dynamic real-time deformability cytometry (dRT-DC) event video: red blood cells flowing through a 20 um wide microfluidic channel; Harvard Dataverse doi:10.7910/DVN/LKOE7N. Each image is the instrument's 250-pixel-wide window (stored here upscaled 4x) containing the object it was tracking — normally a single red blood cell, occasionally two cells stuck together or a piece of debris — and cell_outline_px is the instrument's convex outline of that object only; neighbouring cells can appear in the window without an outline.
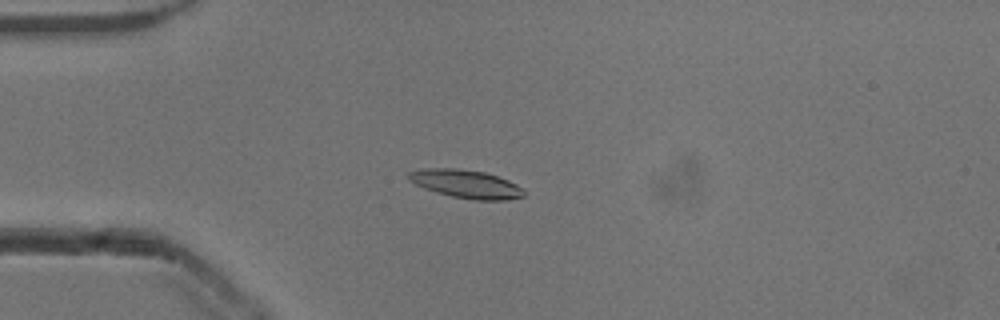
{"species": "common noctule bat (a hibernating species)", "species_latin": "Nyctalus noctula", "temperature_condition": "cold", "stored_images_in_passage": 55, "camera_frame_rate_fps": 3000, "um_per_image_px": 0.085, "animal": {"sex": "male", "body_mass_g": 13.3}, "frame": {"image": 1, "passage_image": 15, "time_ms": 4.667, "image_size_px": [1000, 320], "cell_outline_px": [[524, 196], [504, 200], [476, 200], [452, 196], [436, 192], [424, 188], [408, 180], [408, 172], [420, 168], [456, 168], [484, 172], [508, 180], [524, 188]], "centroid_in_image_um": [39.59, 15.63], "position_along_channel_um": 45.4, "area_um2": 18.96}}
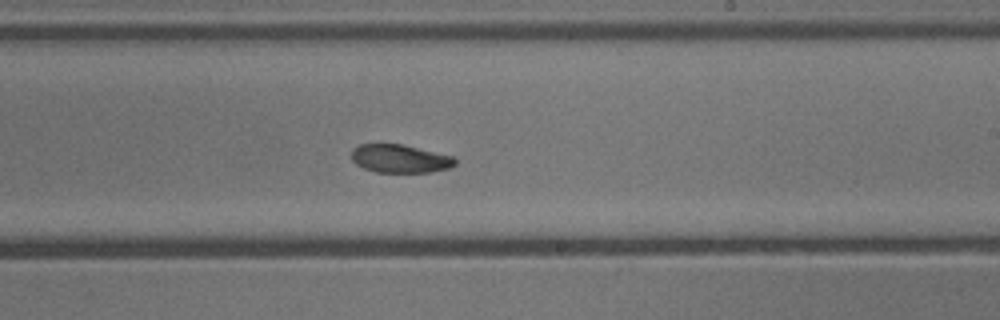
{"frame": {"image": 2, "passage_image": 33, "time_ms": 10.667, "image_size_px": [1000, 320], "cell_outline_px": [[456, 164], [448, 168], [428, 172], [376, 172], [364, 168], [356, 164], [352, 160], [352, 148], [360, 144], [404, 144], [452, 156], [456, 160]], "centroid_in_image_um": [33.98, 13.48], "position_along_channel_um": 255.0, "area_um2": 16.99}}
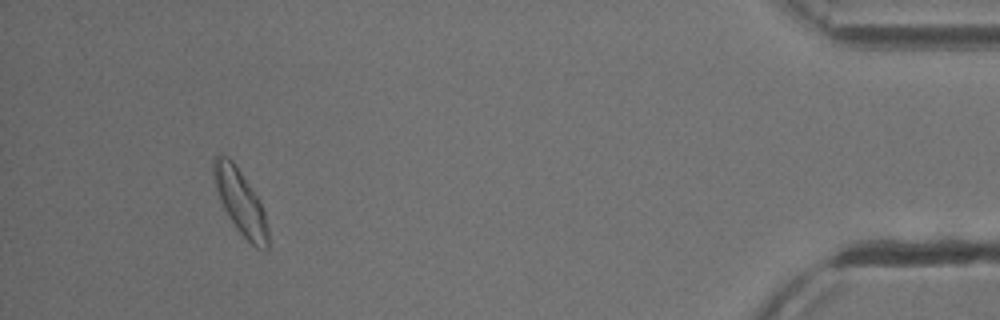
{"frame": {"image": 3, "passage_image": 51, "time_ms": 16.667, "image_size_px": [1000, 320], "cell_outline_px": [[268, 248], [264, 252], [256, 248], [240, 232], [224, 208], [220, 200], [216, 188], [212, 172], [212, 160], [216, 156], [228, 156], [236, 164], [260, 200], [264, 212], [268, 228]], "centroid_in_image_um": [20.45, 17.15], "position_along_channel_um": 414.8, "area_um2": 20.35}, "authors_computed_cell_mechanics": {"area_um2": 18.5538, "velocity_mm_per_s": 3.8186, "shape_relaxation_time_tau1_ms": 2.4, "shape_relaxation_time_tau2_ms": null, "deformation_change_tau1": 0.1157, "deformation_change_tau2": null}}